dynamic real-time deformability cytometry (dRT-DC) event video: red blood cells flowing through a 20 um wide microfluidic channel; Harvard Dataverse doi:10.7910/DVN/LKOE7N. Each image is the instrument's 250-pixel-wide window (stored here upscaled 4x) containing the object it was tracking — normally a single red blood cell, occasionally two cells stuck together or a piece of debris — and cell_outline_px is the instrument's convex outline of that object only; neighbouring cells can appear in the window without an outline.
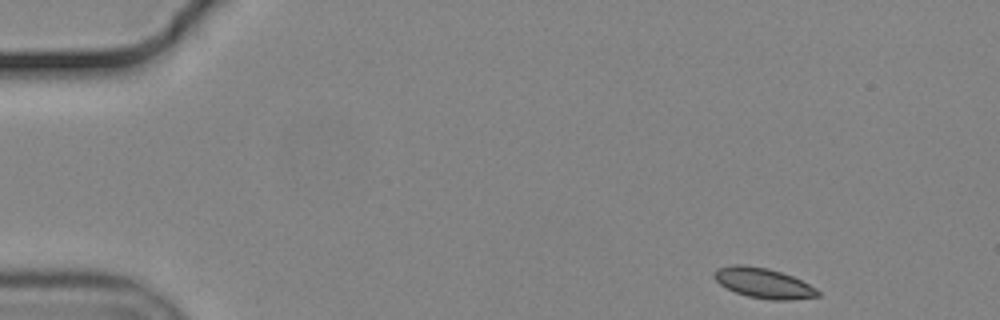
{"species": "common noctule bat (a hibernating species)", "species_latin": "Nyctalus noctula", "temperature_condition": "cold", "stored_images_in_passage": 51, "camera_frame_rate_fps": 3000, "um_per_image_px": 0.085, "animal": {"sex": "male", "body_mass_g": 19.2, "forearm_length_mm": 51.8}, "frame": {"image": 1, "passage_image": 1, "time_ms": 0.0, "image_size_px": [1000, 320], "cell_outline_px": [[820, 296], [788, 300], [772, 300], [748, 296], [736, 292], [720, 284], [712, 276], [712, 272], [716, 268], [732, 264], [744, 264], [768, 268], [792, 276], [816, 288], [820, 292]], "centroid_in_image_um": [64.86, 24.04], "position_along_channel_um": 20.1, "area_um2": 18.21}}
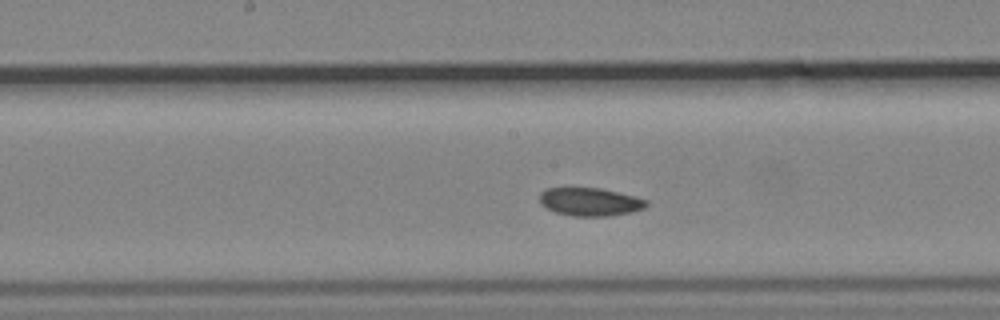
{"frame": {"image": 2, "passage_image": 24, "time_ms": 7.667, "image_size_px": [1000, 320], "cell_outline_px": [[648, 204], [644, 208], [632, 212], [608, 216], [572, 216], [556, 212], [540, 204], [540, 192], [548, 188], [600, 188], [636, 196], [648, 200]], "centroid_in_image_um": [50.18, 17.15], "position_along_channel_um": 198.0, "area_um2": 17.51}}
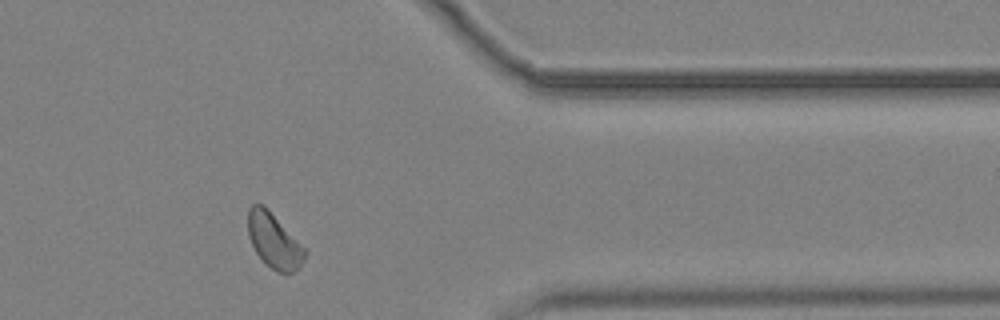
{"frame": {"image": 3, "passage_image": 41, "time_ms": 13.333, "image_size_px": [1000, 320], "cell_outline_px": [[308, 252], [304, 260], [292, 272], [280, 272], [272, 268], [256, 252], [248, 236], [248, 208], [252, 204], [264, 204]], "centroid_in_image_um": [23.27, 20.42], "position_along_channel_um": 388.1, "area_um2": 17.69}}